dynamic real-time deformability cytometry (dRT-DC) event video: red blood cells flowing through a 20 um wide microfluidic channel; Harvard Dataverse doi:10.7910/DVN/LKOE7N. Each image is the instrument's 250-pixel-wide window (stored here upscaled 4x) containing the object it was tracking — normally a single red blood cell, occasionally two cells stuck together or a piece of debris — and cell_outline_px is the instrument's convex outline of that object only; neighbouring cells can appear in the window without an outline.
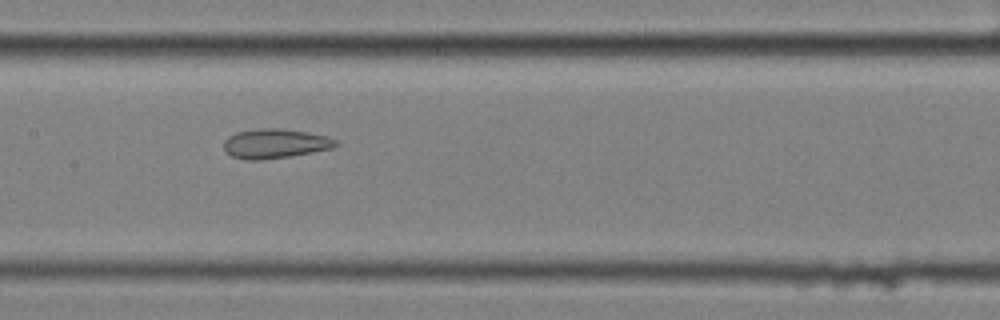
{"species": "common noctule bat (a hibernating species)", "species_latin": "Nyctalus noctula", "temperature_condition": "cold", "stored_images_in_passage": 10, "camera_frame_rate_fps": 3000, "um_per_image_px": 0.085, "animal": {"sex": "female", "body_mass_g": 25.1}, "frame": {"image": 1, "passage_image": 7, "time_ms": 2.0, "image_size_px": [1000, 320], "cell_outline_px": [[340, 144], [336, 148], [288, 156], [260, 160], [248, 160], [232, 156], [224, 148], [224, 140], [228, 136], [236, 132], [260, 128], [280, 128], [308, 132], [328, 136], [336, 140]], "centroid_in_image_um": [23.42, 12.19], "position_along_channel_um": 184.0, "area_um2": 19.31}}
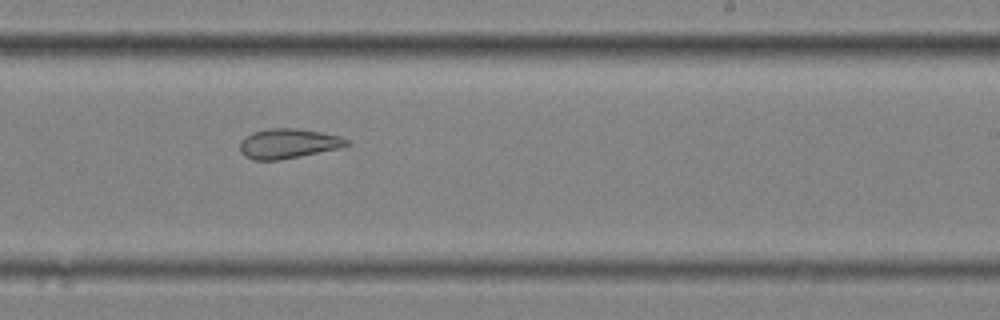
{"frame": {"image": 2, "passage_image": 9, "time_ms": 2.667, "image_size_px": [1000, 320], "cell_outline_px": [[352, 144], [344, 148], [280, 160], [252, 160], [244, 156], [240, 152], [240, 144], [244, 136], [252, 132], [268, 128], [296, 128], [320, 132], [340, 136], [348, 140]], "centroid_in_image_um": [24.52, 12.21], "position_along_channel_um": 264.5, "area_um2": 18.9}}
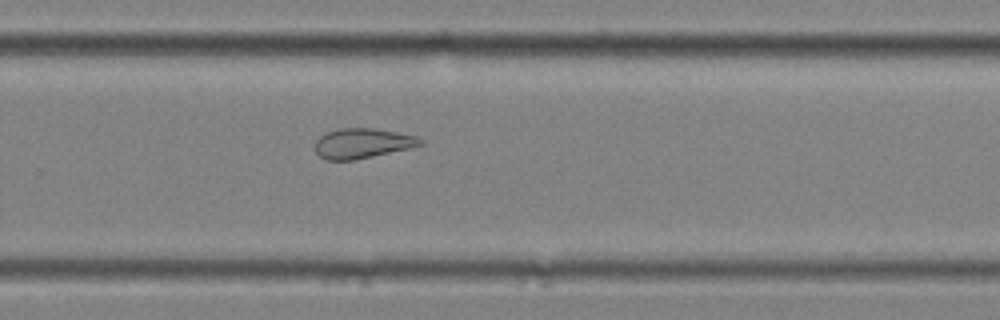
{"frame": {"image": 3, "passage_image": 10, "time_ms": 3.0, "image_size_px": [1000, 320], "cell_outline_px": [[424, 144], [412, 148], [356, 160], [328, 160], [320, 156], [316, 152], [316, 140], [320, 136], [328, 132], [340, 128], [372, 128], [396, 132], [416, 136], [424, 140]], "centroid_in_image_um": [30.85, 12.19], "position_along_channel_um": 299.0, "area_um2": 18.44}}